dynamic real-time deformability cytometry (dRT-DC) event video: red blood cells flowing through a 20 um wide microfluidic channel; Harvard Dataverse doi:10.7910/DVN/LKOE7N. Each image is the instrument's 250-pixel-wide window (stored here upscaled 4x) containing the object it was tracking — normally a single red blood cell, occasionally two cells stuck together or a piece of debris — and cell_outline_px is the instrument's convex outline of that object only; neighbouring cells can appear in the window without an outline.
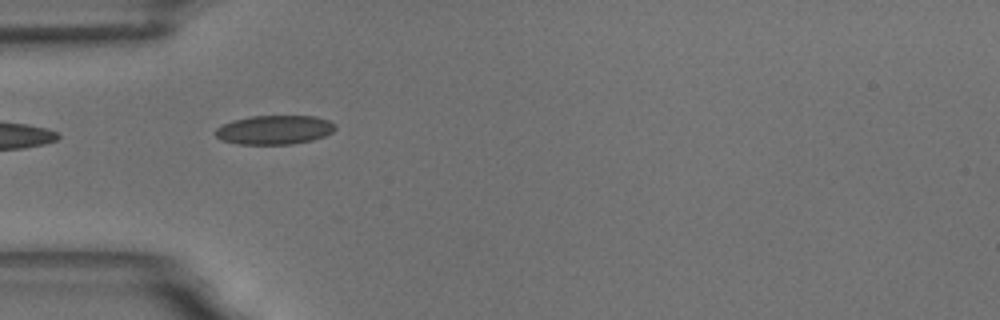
{"species": "common noctule bat (a hibernating species)", "species_latin": "Nyctalus noctula", "temperature_condition": "room temperature", "stored_images_in_passage": 9, "camera_frame_rate_fps": 3000, "um_per_image_px": 0.085, "animal": {"sex": "male", "body_mass_g": 18.8}, "frame": {"image": 1, "passage_image": 6, "time_ms": 5.667, "image_size_px": [1000, 320], "cell_outline_px": [[336, 128], [332, 132], [324, 136], [312, 140], [292, 144], [240, 144], [220, 140], [216, 136], [216, 128], [232, 120], [252, 116], [316, 116], [328, 120], [336, 124]], "centroid_in_image_um": [23.34, 11.03], "position_along_channel_um": 61.7, "area_um2": 20.29}}
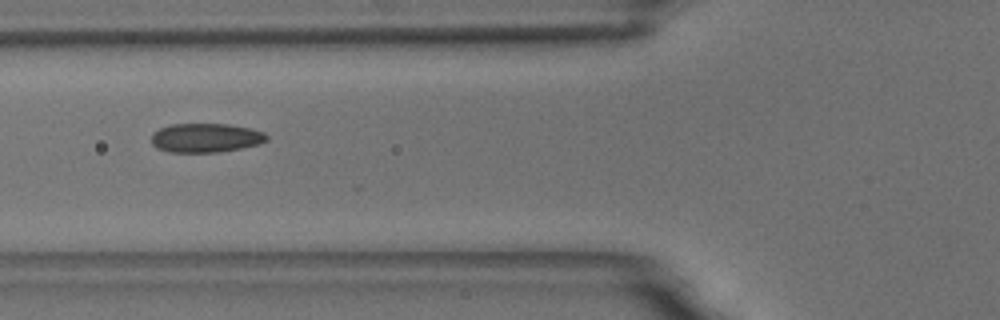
{"frame": {"image": 2, "passage_image": 7, "time_ms": 7.0, "image_size_px": [1000, 320], "cell_outline_px": [[268, 140], [260, 144], [240, 148], [216, 152], [168, 152], [156, 148], [152, 144], [152, 132], [160, 128], [172, 124], [228, 124], [252, 128], [264, 132], [268, 136]], "centroid_in_image_um": [17.49, 11.71], "position_along_channel_um": 108.3, "area_um2": 19.65}}